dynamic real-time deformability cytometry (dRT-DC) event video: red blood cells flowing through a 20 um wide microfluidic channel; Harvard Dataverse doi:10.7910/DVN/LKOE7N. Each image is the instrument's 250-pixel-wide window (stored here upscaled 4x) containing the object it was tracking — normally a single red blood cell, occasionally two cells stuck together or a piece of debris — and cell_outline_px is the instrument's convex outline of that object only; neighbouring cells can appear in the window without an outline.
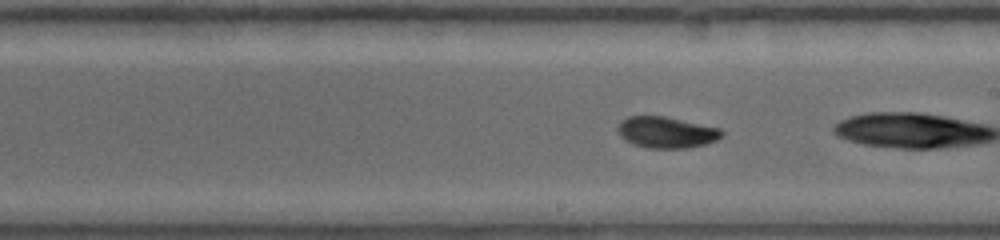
{"species": "common noctule bat (a hibernating species)", "species_latin": "Nyctalus noctula", "temperature_condition": "warm", "stored_images_in_passage": 18, "camera_frame_rate_fps": 4500, "um_per_image_px": 0.085, "animal": {"sex": "female", "body_mass_g": 19.0, "forearm_length_mm": 53.3}, "frame": {"image": 1, "passage_image": 16, "time_ms": 4.889, "image_size_px": [1000, 240], "cell_outline_px": [[724, 136], [716, 140], [704, 144], [684, 148], [648, 148], [632, 144], [624, 140], [616, 132], [616, 128], [620, 120], [628, 116], [664, 116], [720, 128], [724, 132]], "centroid_in_image_um": [56.59, 11.24], "position_along_channel_um": 232.4, "area_um2": 19.13}}